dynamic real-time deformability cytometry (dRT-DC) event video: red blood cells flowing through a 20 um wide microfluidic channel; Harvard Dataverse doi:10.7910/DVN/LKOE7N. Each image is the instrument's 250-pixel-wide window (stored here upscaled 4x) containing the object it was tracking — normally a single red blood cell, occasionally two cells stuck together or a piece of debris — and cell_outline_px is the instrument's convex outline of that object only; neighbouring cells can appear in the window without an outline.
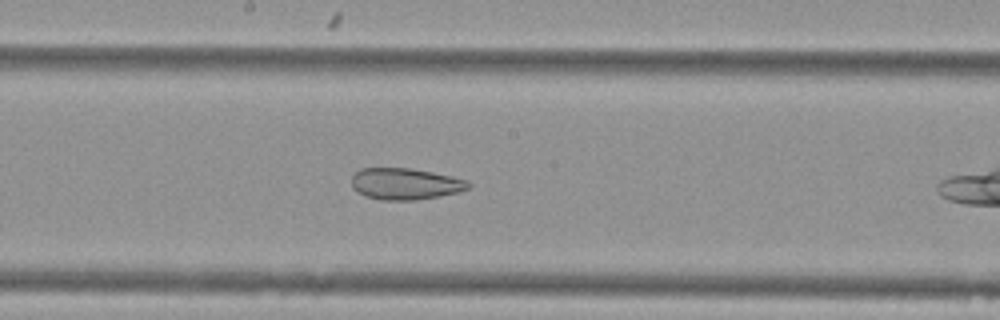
{"species": "Egyptian fruit bat (a non-hibernating species)", "species_latin": "Rousettus aegyptiacus", "temperature_condition": "cold", "stored_images_in_passage": 26, "camera_frame_rate_fps": 3000, "um_per_image_px": 0.085, "animal": {"sex": "female"}, "frame": {"image": 1, "passage_image": 15, "time_ms": 4.667, "image_size_px": [1000, 320], "cell_outline_px": [[472, 188], [440, 196], [416, 200], [380, 200], [364, 196], [356, 192], [352, 188], [352, 176], [360, 168], [408, 168], [432, 172], [452, 176], [468, 180], [472, 184]], "centroid_in_image_um": [34.45, 15.63], "position_along_channel_um": 213.8, "area_um2": 21.68}}